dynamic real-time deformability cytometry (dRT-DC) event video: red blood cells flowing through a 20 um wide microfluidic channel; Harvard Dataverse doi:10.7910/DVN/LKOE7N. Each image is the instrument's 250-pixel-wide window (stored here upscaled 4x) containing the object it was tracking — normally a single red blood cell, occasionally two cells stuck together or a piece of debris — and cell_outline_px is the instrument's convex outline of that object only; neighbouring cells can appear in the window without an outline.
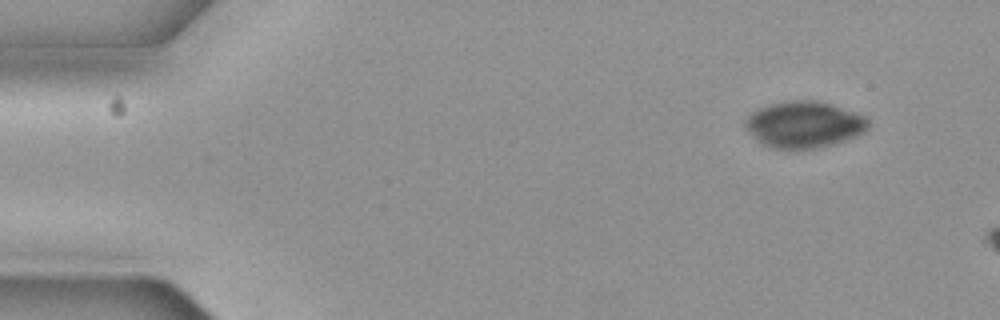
{"species": "common noctule bat (a hibernating species)", "species_latin": "Nyctalus noctula", "temperature_condition": "cold", "stored_images_in_passage": 3, "camera_frame_rate_fps": 3000, "um_per_image_px": 0.085, "animal": {"sex": "female", "body_mass_g": 19.3, "forearm_length_mm": 54.1}, "frame": {"image": 1, "passage_image": 1, "time_ms": 0.0, "image_size_px": [1000, 320], "cell_outline_px": [[868, 128], [864, 132], [856, 136], [820, 148], [796, 152], [788, 152], [768, 148], [748, 128], [744, 120], [752, 112], [760, 108], [772, 104], [792, 100], [816, 100], [832, 104], [864, 116], [868, 120]], "centroid_in_image_um": [68.36, 10.63], "position_along_channel_um": 16.6, "area_um2": 33.47}}